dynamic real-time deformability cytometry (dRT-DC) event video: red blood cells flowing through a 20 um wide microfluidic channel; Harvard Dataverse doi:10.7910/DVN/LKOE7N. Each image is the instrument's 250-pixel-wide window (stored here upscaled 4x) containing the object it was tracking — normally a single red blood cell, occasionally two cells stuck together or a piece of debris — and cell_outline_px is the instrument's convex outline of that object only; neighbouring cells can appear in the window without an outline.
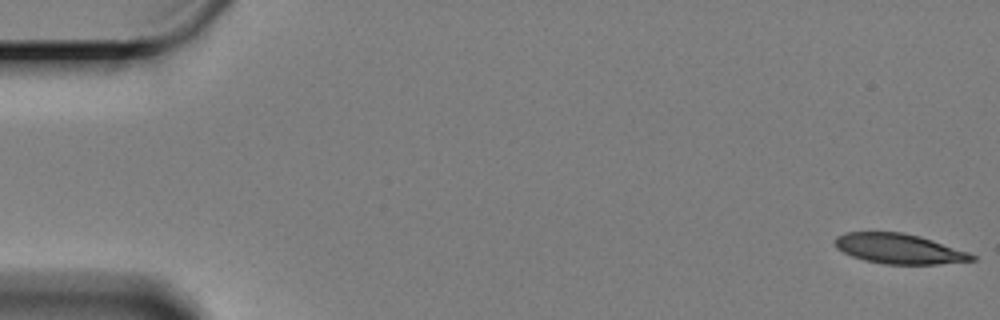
{"species": "Egyptian fruit bat (a non-hibernating species)", "species_latin": "Rousettus aegyptiacus", "temperature_condition": "cold", "stored_images_in_passage": 58, "camera_frame_rate_fps": 3000, "um_per_image_px": 0.085, "animal": {"sex": "female"}, "frame": {"image": 1, "passage_image": 1, "time_ms": 0.0, "image_size_px": [1000, 320], "cell_outline_px": [[976, 260], [936, 264], [884, 264], [864, 260], [852, 256], [836, 248], [832, 240], [836, 236], [844, 232], [904, 232], [920, 236], [968, 252], [976, 256]], "centroid_in_image_um": [76.37, 21.13], "position_along_channel_um": 8.6, "area_um2": 23.99}}
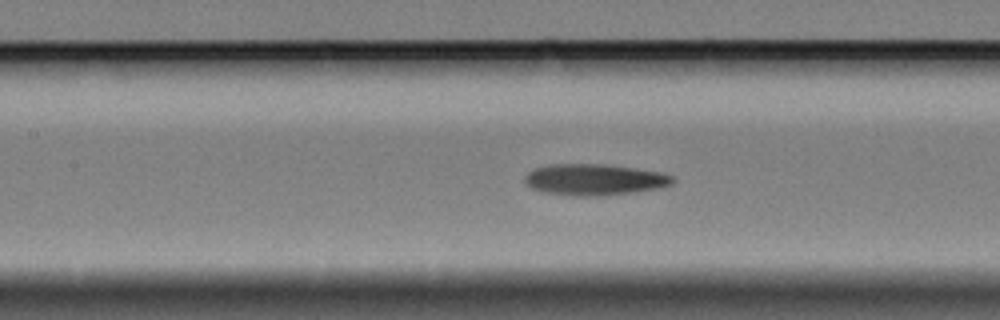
{"frame": {"image": 2, "passage_image": 27, "time_ms": 8.667, "image_size_px": [1000, 320], "cell_outline_px": [[676, 180], [672, 184], [660, 188], [632, 192], [596, 196], [576, 196], [544, 192], [532, 188], [524, 180], [524, 176], [528, 172], [536, 168], [552, 164], [604, 164], [660, 172], [672, 176]], "centroid_in_image_um": [50.53, 15.27], "position_along_channel_um": 156.9, "area_um2": 26.7}}
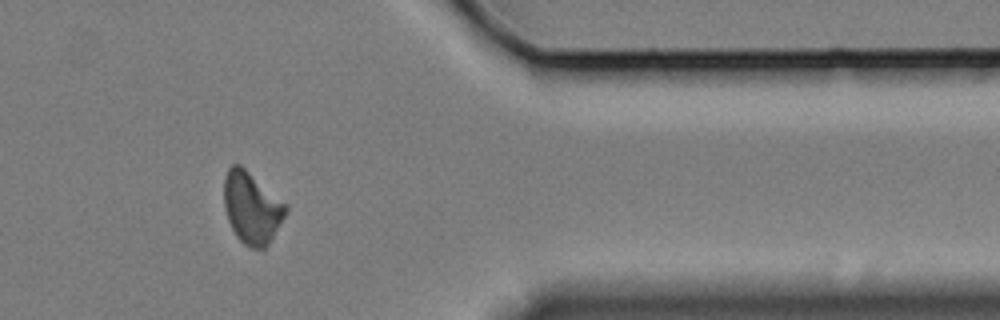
{"frame": {"image": 3, "passage_image": 50, "time_ms": 16.333, "image_size_px": [1000, 320], "cell_outline_px": [[288, 212], [268, 244], [264, 248], [252, 248], [244, 244], [236, 236], [228, 220], [224, 208], [224, 176], [228, 168], [232, 164], [240, 164], [288, 204]], "centroid_in_image_um": [21.41, 17.64], "position_along_channel_um": 390.0, "area_um2": 25.95}}